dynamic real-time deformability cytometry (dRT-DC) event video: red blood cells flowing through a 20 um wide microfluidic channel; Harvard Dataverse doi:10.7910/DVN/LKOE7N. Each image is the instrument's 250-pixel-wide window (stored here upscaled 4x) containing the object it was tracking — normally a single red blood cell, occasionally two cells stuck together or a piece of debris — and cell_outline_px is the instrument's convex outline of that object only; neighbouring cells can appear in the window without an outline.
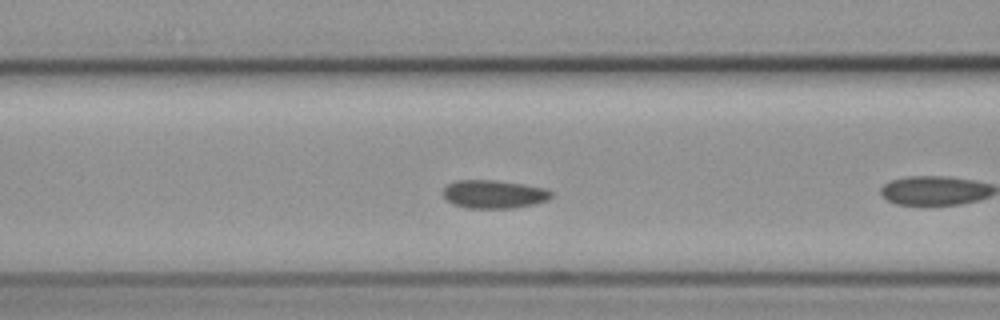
{"species": "common noctule bat (a hibernating species)", "species_latin": "Nyctalus noctula", "temperature_condition": "cold", "stored_images_in_passage": 21, "camera_frame_rate_fps": 3000, "um_per_image_px": 0.085, "animal": {"sex": "female", "body_mass_g": 19.3, "forearm_length_mm": 54.1}, "frame": {"image": 1, "passage_image": 10, "time_ms": 3.0, "image_size_px": [1000, 320], "cell_outline_px": [[552, 196], [548, 200], [532, 204], [512, 208], [468, 208], [452, 204], [440, 192], [448, 184], [456, 180], [496, 180], [524, 184], [544, 188], [552, 192]], "centroid_in_image_um": [41.95, 16.5], "position_along_channel_um": 124.6, "area_um2": 17.86}}